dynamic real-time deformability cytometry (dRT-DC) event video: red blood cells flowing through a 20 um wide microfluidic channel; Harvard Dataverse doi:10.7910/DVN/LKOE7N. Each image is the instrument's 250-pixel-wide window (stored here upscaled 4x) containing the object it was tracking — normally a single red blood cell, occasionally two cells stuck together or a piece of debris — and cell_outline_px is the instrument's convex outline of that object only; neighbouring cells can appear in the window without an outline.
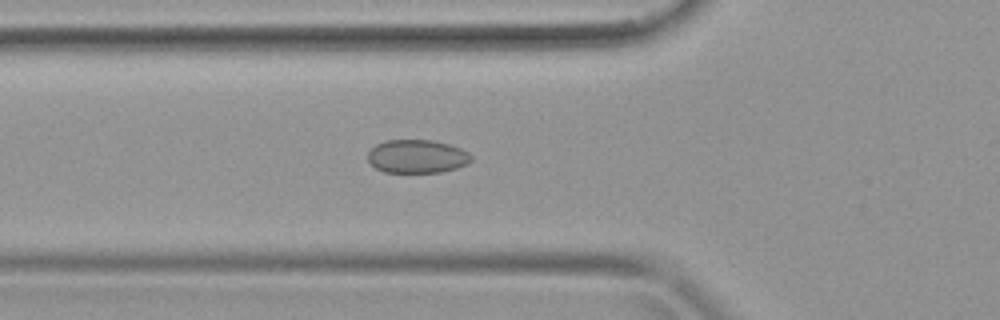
{"species": "common noctule bat (a hibernating species)", "species_latin": "Nyctalus noctula", "temperature_condition": "warm", "stored_images_in_passage": 40, "camera_frame_rate_fps": 3000, "um_per_image_px": 0.085, "animal": {"sex": "female", "body_mass_g": 19.9}, "frame": {"image": 1, "passage_image": 14, "time_ms": 4.333, "image_size_px": [1000, 320], "cell_outline_px": [[472, 160], [468, 164], [456, 168], [440, 172], [384, 172], [376, 168], [368, 160], [368, 152], [376, 144], [384, 140], [432, 140], [448, 144], [460, 148], [468, 152], [472, 156]], "centroid_in_image_um": [35.45, 13.29], "position_along_channel_um": 90.3, "area_um2": 20.11}}
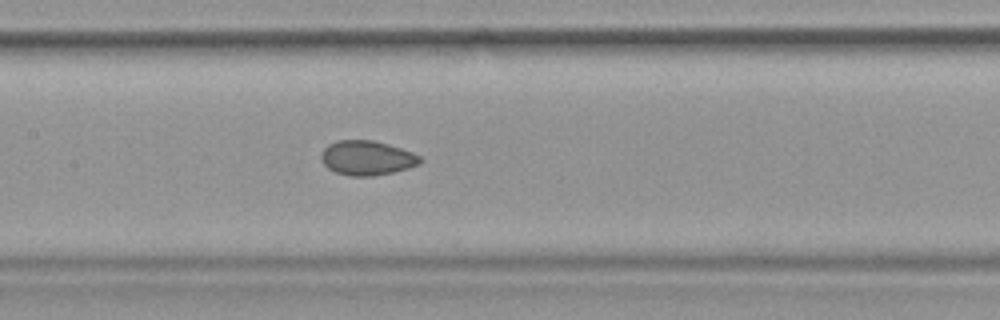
{"frame": {"image": 2, "passage_image": 19, "time_ms": 6.0, "image_size_px": [1000, 320], "cell_outline_px": [[424, 160], [420, 164], [408, 168], [392, 172], [372, 176], [352, 176], [336, 172], [328, 168], [320, 160], [320, 152], [328, 144], [336, 140], [372, 140], [388, 144], [412, 152], [420, 156]], "centroid_in_image_um": [31.17, 13.42], "position_along_channel_um": 176.2, "area_um2": 20.0}}
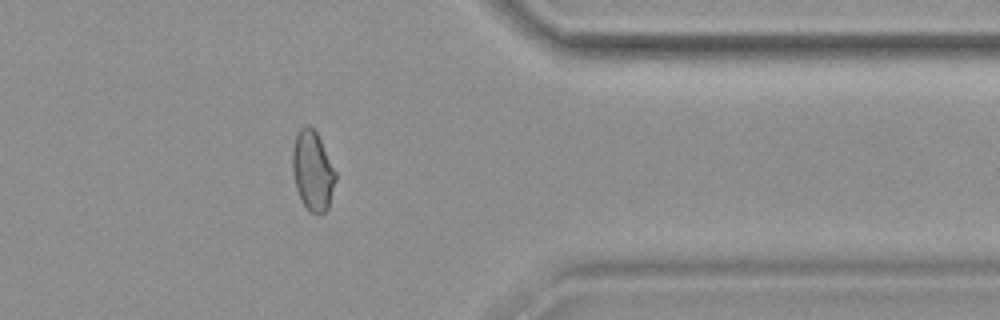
{"frame": {"image": 3, "passage_image": 32, "time_ms": 10.333, "image_size_px": [1000, 320], "cell_outline_px": [[336, 180], [328, 208], [324, 212], [316, 216], [304, 204], [296, 188], [292, 172], [292, 148], [296, 136], [300, 128], [304, 124], [308, 124], [316, 132], [336, 172]], "centroid_in_image_um": [26.57, 14.51], "position_along_channel_um": 384.8, "area_um2": 19.88}}